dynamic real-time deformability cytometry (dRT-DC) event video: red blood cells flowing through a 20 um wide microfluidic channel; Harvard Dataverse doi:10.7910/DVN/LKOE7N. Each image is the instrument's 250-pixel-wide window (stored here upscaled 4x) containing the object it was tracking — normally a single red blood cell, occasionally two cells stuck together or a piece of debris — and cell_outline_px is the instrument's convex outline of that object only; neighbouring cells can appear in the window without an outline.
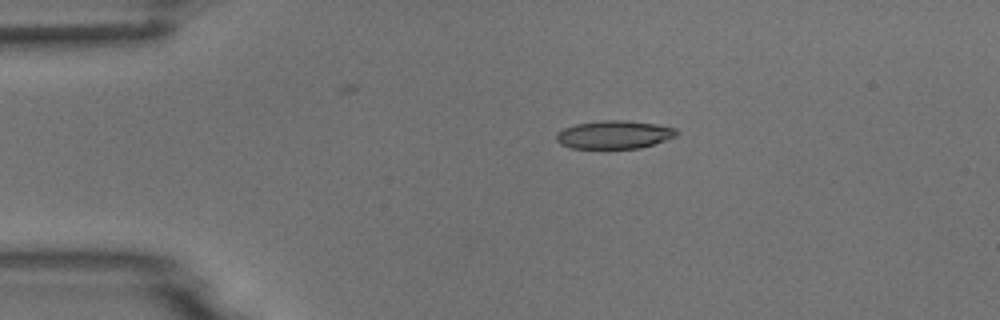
{"species": "common noctule bat (a hibernating species)", "species_latin": "Nyctalus noctula", "temperature_condition": "room temperature", "stored_images_in_passage": 4, "camera_frame_rate_fps": 3000, "um_per_image_px": 0.085, "animal": {"sex": "male", "body_mass_g": 18.8}, "frame": {"image": 1, "passage_image": 3, "time_ms": 3.0, "image_size_px": [1000, 320], "cell_outline_px": [[680, 132], [676, 136], [640, 148], [572, 148], [560, 144], [556, 140], [556, 132], [564, 128], [576, 124], [604, 120], [628, 120], [656, 124], [676, 128]], "centroid_in_image_um": [52.2, 11.44], "position_along_channel_um": 32.8, "area_um2": 19.71}}